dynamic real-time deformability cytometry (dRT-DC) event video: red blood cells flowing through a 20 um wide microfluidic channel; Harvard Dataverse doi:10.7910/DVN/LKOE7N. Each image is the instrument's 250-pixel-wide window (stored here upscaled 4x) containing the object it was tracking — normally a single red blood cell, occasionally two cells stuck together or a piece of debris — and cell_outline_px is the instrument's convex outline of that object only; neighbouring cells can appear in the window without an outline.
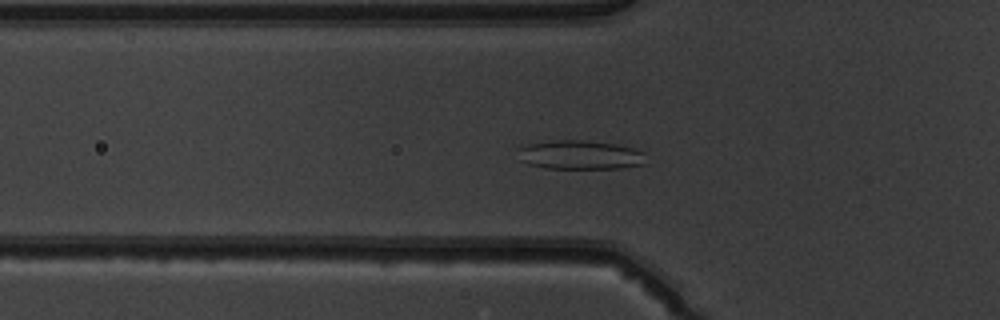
{"species": "common noctule bat (a hibernating species)", "species_latin": "Nyctalus noctula", "temperature_condition": "warm", "stored_images_in_passage": 45, "camera_frame_rate_fps": 3000, "um_per_image_px": 0.085, "animal": {"sex": "male", "body_mass_g": 19.5, "forearm_length_mm": 54.6}, "frame": {"image": 1, "passage_image": 12, "time_ms": 3.667, "image_size_px": [1000, 320], "cell_outline_px": [[648, 164], [620, 168], [544, 168], [528, 164], [520, 160], [520, 144], [552, 140], [580, 140], [616, 144], [632, 148], [644, 152]], "centroid_in_image_um": [49.32, 13.16], "position_along_channel_um": 76.5, "area_um2": 21.85}}
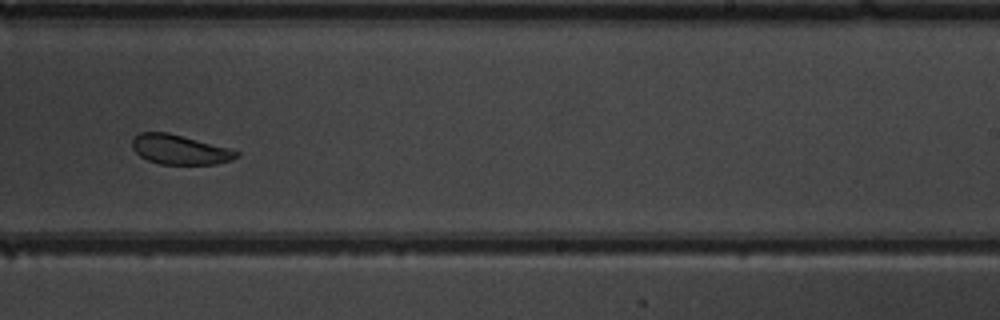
{"frame": {"image": 2, "passage_image": 27, "time_ms": 8.667, "image_size_px": [1000, 320], "cell_outline_px": [[240, 156], [232, 160], [216, 164], [160, 164], [148, 160], [140, 156], [132, 148], [132, 140], [140, 132], [168, 132], [228, 148], [240, 152]], "centroid_in_image_um": [15.28, 12.72], "position_along_channel_um": 273.7, "area_um2": 17.92}}
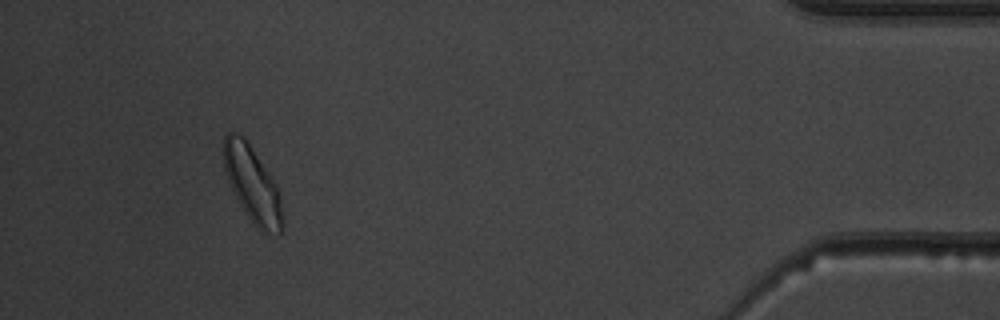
{"frame": {"image": 3, "passage_image": 42, "time_ms": 13.667, "image_size_px": [1000, 320], "cell_outline_px": [[284, 232], [260, 232], [256, 228], [248, 216], [236, 196], [228, 180], [224, 168], [224, 136], [228, 132], [236, 132], [244, 136], [248, 140], [276, 184], [280, 196], [284, 216]], "centroid_in_image_um": [21.49, 15.66], "position_along_channel_um": 413.7, "area_um2": 26.01}, "authors_computed_cell_mechanics": {"area_um2": 20.9236, "velocity_mm_per_s": 3.9513, "shape_relaxation_time_tau1_ms": 2.5034, "shape_relaxation_time_tau2_ms": null, "deformation_change_tau1": 0.0785, "deformation_change_tau2": null}}